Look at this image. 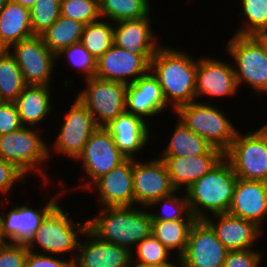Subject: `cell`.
Returning a JSON list of instances; mask_svg holds the SVG:
<instances>
[{"label":"cell","instance_id":"6da1fadb","mask_svg":"<svg viewBox=\"0 0 267 267\" xmlns=\"http://www.w3.org/2000/svg\"><path fill=\"white\" fill-rule=\"evenodd\" d=\"M181 48L161 45L150 61V71L173 111L195 101L198 58Z\"/></svg>","mask_w":267,"mask_h":267},{"label":"cell","instance_id":"7a4b0ae2","mask_svg":"<svg viewBox=\"0 0 267 267\" xmlns=\"http://www.w3.org/2000/svg\"><path fill=\"white\" fill-rule=\"evenodd\" d=\"M96 215L87 219L88 229L100 240L126 247L130 251L152 231V219L147 207H103Z\"/></svg>","mask_w":267,"mask_h":267},{"label":"cell","instance_id":"3957f363","mask_svg":"<svg viewBox=\"0 0 267 267\" xmlns=\"http://www.w3.org/2000/svg\"><path fill=\"white\" fill-rule=\"evenodd\" d=\"M61 204L63 203L58 202L46 214L26 244L29 251L64 258L70 255V260L74 261L80 239L88 228V220L74 222L72 213Z\"/></svg>","mask_w":267,"mask_h":267},{"label":"cell","instance_id":"277c9868","mask_svg":"<svg viewBox=\"0 0 267 267\" xmlns=\"http://www.w3.org/2000/svg\"><path fill=\"white\" fill-rule=\"evenodd\" d=\"M40 130L22 126L8 134L0 135V158L13 163L22 173L29 176V180L30 176H36V179L42 177V189L48 186L47 190H50V182L55 179L49 177L47 168L52 160H49L48 156V140H45Z\"/></svg>","mask_w":267,"mask_h":267},{"label":"cell","instance_id":"5b68a950","mask_svg":"<svg viewBox=\"0 0 267 267\" xmlns=\"http://www.w3.org/2000/svg\"><path fill=\"white\" fill-rule=\"evenodd\" d=\"M236 181L230 162L224 158L185 191L190 212L197 220L228 212Z\"/></svg>","mask_w":267,"mask_h":267},{"label":"cell","instance_id":"8992f818","mask_svg":"<svg viewBox=\"0 0 267 267\" xmlns=\"http://www.w3.org/2000/svg\"><path fill=\"white\" fill-rule=\"evenodd\" d=\"M224 50L231 62L237 85L251 88L258 97L267 95V50L265 34L241 36L232 34ZM232 58V59H231ZM266 94V95H265ZM262 95V96H261Z\"/></svg>","mask_w":267,"mask_h":267},{"label":"cell","instance_id":"52a82bcc","mask_svg":"<svg viewBox=\"0 0 267 267\" xmlns=\"http://www.w3.org/2000/svg\"><path fill=\"white\" fill-rule=\"evenodd\" d=\"M197 101L178 107L172 114H176L179 121L191 131L204 138L212 147L224 153L230 148L237 131L239 130L232 119L227 116L220 105Z\"/></svg>","mask_w":267,"mask_h":267},{"label":"cell","instance_id":"ba28073f","mask_svg":"<svg viewBox=\"0 0 267 267\" xmlns=\"http://www.w3.org/2000/svg\"><path fill=\"white\" fill-rule=\"evenodd\" d=\"M125 159L114 143L110 131L106 127H98L74 161L76 163L80 162V167L83 169L82 172H84V175H81V183L78 181L79 183L76 186L73 184L72 187L68 188L67 185L69 183L66 184L61 178V180L57 181V186H61L65 193L75 189L86 191L97 179L110 172Z\"/></svg>","mask_w":267,"mask_h":267},{"label":"cell","instance_id":"9c48e42d","mask_svg":"<svg viewBox=\"0 0 267 267\" xmlns=\"http://www.w3.org/2000/svg\"><path fill=\"white\" fill-rule=\"evenodd\" d=\"M237 178L267 182V134L259 129H239L225 152Z\"/></svg>","mask_w":267,"mask_h":267},{"label":"cell","instance_id":"30bf717a","mask_svg":"<svg viewBox=\"0 0 267 267\" xmlns=\"http://www.w3.org/2000/svg\"><path fill=\"white\" fill-rule=\"evenodd\" d=\"M63 112L62 123L54 140L48 143L49 160L52 155L64 156L73 162L77 159L90 136L98 128L89 110L76 98ZM52 145V146H51Z\"/></svg>","mask_w":267,"mask_h":267},{"label":"cell","instance_id":"8fae6325","mask_svg":"<svg viewBox=\"0 0 267 267\" xmlns=\"http://www.w3.org/2000/svg\"><path fill=\"white\" fill-rule=\"evenodd\" d=\"M83 89L75 96L92 114L98 127H107L124 113L127 84L96 77L84 80Z\"/></svg>","mask_w":267,"mask_h":267},{"label":"cell","instance_id":"7c38bea8","mask_svg":"<svg viewBox=\"0 0 267 267\" xmlns=\"http://www.w3.org/2000/svg\"><path fill=\"white\" fill-rule=\"evenodd\" d=\"M7 50L17 62L26 85L53 86L51 83L59 61L42 36L34 35L12 44Z\"/></svg>","mask_w":267,"mask_h":267},{"label":"cell","instance_id":"4fadbf2b","mask_svg":"<svg viewBox=\"0 0 267 267\" xmlns=\"http://www.w3.org/2000/svg\"><path fill=\"white\" fill-rule=\"evenodd\" d=\"M66 195L65 191L61 187V190L54 195L47 196L44 205L42 207L30 206L32 203H12L10 198L7 200H0V215L2 234L8 242L27 243L28 240L37 231V228L41 225L46 214L59 202L62 201V197ZM51 197V198H50ZM7 203V204H6ZM12 203L10 210L4 205ZM14 204V205H13ZM5 207V212L3 213ZM2 208V209H1Z\"/></svg>","mask_w":267,"mask_h":267},{"label":"cell","instance_id":"5bb4252c","mask_svg":"<svg viewBox=\"0 0 267 267\" xmlns=\"http://www.w3.org/2000/svg\"><path fill=\"white\" fill-rule=\"evenodd\" d=\"M225 60L221 57L217 59L216 55L199 56L195 100L200 101L205 97L213 101L214 98L223 100L225 97L239 95L233 65L228 59Z\"/></svg>","mask_w":267,"mask_h":267},{"label":"cell","instance_id":"9a60e30c","mask_svg":"<svg viewBox=\"0 0 267 267\" xmlns=\"http://www.w3.org/2000/svg\"><path fill=\"white\" fill-rule=\"evenodd\" d=\"M133 190L135 205L140 207L176 191L164 161L157 156L144 161L133 159Z\"/></svg>","mask_w":267,"mask_h":267},{"label":"cell","instance_id":"2e32d148","mask_svg":"<svg viewBox=\"0 0 267 267\" xmlns=\"http://www.w3.org/2000/svg\"><path fill=\"white\" fill-rule=\"evenodd\" d=\"M228 251L205 220H196L180 257V267H222Z\"/></svg>","mask_w":267,"mask_h":267},{"label":"cell","instance_id":"e0dca14e","mask_svg":"<svg viewBox=\"0 0 267 267\" xmlns=\"http://www.w3.org/2000/svg\"><path fill=\"white\" fill-rule=\"evenodd\" d=\"M153 56L132 54L113 44L96 60L94 77L125 84L134 83L150 71Z\"/></svg>","mask_w":267,"mask_h":267},{"label":"cell","instance_id":"ac0fdd59","mask_svg":"<svg viewBox=\"0 0 267 267\" xmlns=\"http://www.w3.org/2000/svg\"><path fill=\"white\" fill-rule=\"evenodd\" d=\"M86 191L94 194L100 208L135 206L133 159L126 158L110 172L97 179Z\"/></svg>","mask_w":267,"mask_h":267},{"label":"cell","instance_id":"d6986e66","mask_svg":"<svg viewBox=\"0 0 267 267\" xmlns=\"http://www.w3.org/2000/svg\"><path fill=\"white\" fill-rule=\"evenodd\" d=\"M167 109L174 112L166 104L159 81L151 71L134 83L127 84L126 112L142 118L151 125L154 124L153 117L163 116L162 113H165ZM150 118L153 121L151 123Z\"/></svg>","mask_w":267,"mask_h":267},{"label":"cell","instance_id":"ffe728a7","mask_svg":"<svg viewBox=\"0 0 267 267\" xmlns=\"http://www.w3.org/2000/svg\"><path fill=\"white\" fill-rule=\"evenodd\" d=\"M73 267H132V254L126 247L100 240L87 228L79 242Z\"/></svg>","mask_w":267,"mask_h":267},{"label":"cell","instance_id":"44dd1931","mask_svg":"<svg viewBox=\"0 0 267 267\" xmlns=\"http://www.w3.org/2000/svg\"><path fill=\"white\" fill-rule=\"evenodd\" d=\"M228 213L254 222L265 232L267 182L237 178Z\"/></svg>","mask_w":267,"mask_h":267},{"label":"cell","instance_id":"7402d4cb","mask_svg":"<svg viewBox=\"0 0 267 267\" xmlns=\"http://www.w3.org/2000/svg\"><path fill=\"white\" fill-rule=\"evenodd\" d=\"M157 157L164 161L175 190L185 192L195 181L214 169L225 158V153L212 147L206 154L196 157Z\"/></svg>","mask_w":267,"mask_h":267},{"label":"cell","instance_id":"603a6c76","mask_svg":"<svg viewBox=\"0 0 267 267\" xmlns=\"http://www.w3.org/2000/svg\"><path fill=\"white\" fill-rule=\"evenodd\" d=\"M205 221L229 251L256 248L261 243L260 239L264 238V231L254 222L228 212L208 216Z\"/></svg>","mask_w":267,"mask_h":267},{"label":"cell","instance_id":"cb8c5ba5","mask_svg":"<svg viewBox=\"0 0 267 267\" xmlns=\"http://www.w3.org/2000/svg\"><path fill=\"white\" fill-rule=\"evenodd\" d=\"M113 136L114 143L125 158L139 159L145 151L154 131L142 118L124 112L106 127ZM153 133V134H152ZM139 154V155H138Z\"/></svg>","mask_w":267,"mask_h":267},{"label":"cell","instance_id":"d4e9b609","mask_svg":"<svg viewBox=\"0 0 267 267\" xmlns=\"http://www.w3.org/2000/svg\"><path fill=\"white\" fill-rule=\"evenodd\" d=\"M151 16L113 23L114 44L132 54L154 55L162 44L155 34Z\"/></svg>","mask_w":267,"mask_h":267},{"label":"cell","instance_id":"484cf974","mask_svg":"<svg viewBox=\"0 0 267 267\" xmlns=\"http://www.w3.org/2000/svg\"><path fill=\"white\" fill-rule=\"evenodd\" d=\"M55 89L48 86H34L27 85L21 92L18 99L14 102L20 122L22 126L39 128L41 123L48 119L51 114H54L53 110L55 105L53 101L52 93ZM53 112V113H52Z\"/></svg>","mask_w":267,"mask_h":267},{"label":"cell","instance_id":"4316f807","mask_svg":"<svg viewBox=\"0 0 267 267\" xmlns=\"http://www.w3.org/2000/svg\"><path fill=\"white\" fill-rule=\"evenodd\" d=\"M32 36L30 9L9 0L0 10V49Z\"/></svg>","mask_w":267,"mask_h":267},{"label":"cell","instance_id":"83f0119b","mask_svg":"<svg viewBox=\"0 0 267 267\" xmlns=\"http://www.w3.org/2000/svg\"><path fill=\"white\" fill-rule=\"evenodd\" d=\"M174 128L169 142L165 143L166 147H162L159 156H182L196 157L206 154L212 146L201 136L191 131L179 119H176Z\"/></svg>","mask_w":267,"mask_h":267},{"label":"cell","instance_id":"f1b7e54d","mask_svg":"<svg viewBox=\"0 0 267 267\" xmlns=\"http://www.w3.org/2000/svg\"><path fill=\"white\" fill-rule=\"evenodd\" d=\"M196 220L197 219L152 221L151 233L160 240L175 257L180 258L185 252L190 229Z\"/></svg>","mask_w":267,"mask_h":267},{"label":"cell","instance_id":"f546056e","mask_svg":"<svg viewBox=\"0 0 267 267\" xmlns=\"http://www.w3.org/2000/svg\"><path fill=\"white\" fill-rule=\"evenodd\" d=\"M84 26L82 22L60 15L41 36L49 50L57 55L63 49L81 42Z\"/></svg>","mask_w":267,"mask_h":267},{"label":"cell","instance_id":"4dcf8cb0","mask_svg":"<svg viewBox=\"0 0 267 267\" xmlns=\"http://www.w3.org/2000/svg\"><path fill=\"white\" fill-rule=\"evenodd\" d=\"M237 2L238 11H240L237 19L241 18L242 21L233 34L241 36L267 34V0H239Z\"/></svg>","mask_w":267,"mask_h":267},{"label":"cell","instance_id":"1f68e13d","mask_svg":"<svg viewBox=\"0 0 267 267\" xmlns=\"http://www.w3.org/2000/svg\"><path fill=\"white\" fill-rule=\"evenodd\" d=\"M151 2L152 0H98L100 18L113 23L142 18L151 14Z\"/></svg>","mask_w":267,"mask_h":267},{"label":"cell","instance_id":"d6a6232c","mask_svg":"<svg viewBox=\"0 0 267 267\" xmlns=\"http://www.w3.org/2000/svg\"><path fill=\"white\" fill-rule=\"evenodd\" d=\"M21 70L7 49H0V95L6 102H15L26 87Z\"/></svg>","mask_w":267,"mask_h":267},{"label":"cell","instance_id":"836d02e7","mask_svg":"<svg viewBox=\"0 0 267 267\" xmlns=\"http://www.w3.org/2000/svg\"><path fill=\"white\" fill-rule=\"evenodd\" d=\"M156 208L159 209H157L155 213L154 209ZM147 209L150 212L152 221L196 219L190 212L187 195L186 192L183 191H175L168 196L161 197L152 202ZM158 210L160 211L159 213L157 212Z\"/></svg>","mask_w":267,"mask_h":267},{"label":"cell","instance_id":"e575fe53","mask_svg":"<svg viewBox=\"0 0 267 267\" xmlns=\"http://www.w3.org/2000/svg\"><path fill=\"white\" fill-rule=\"evenodd\" d=\"M82 45L97 60L113 44V22L99 19L84 26L81 38Z\"/></svg>","mask_w":267,"mask_h":267},{"label":"cell","instance_id":"d590c367","mask_svg":"<svg viewBox=\"0 0 267 267\" xmlns=\"http://www.w3.org/2000/svg\"><path fill=\"white\" fill-rule=\"evenodd\" d=\"M131 254L132 264L180 262V258L175 257L152 233L137 244Z\"/></svg>","mask_w":267,"mask_h":267},{"label":"cell","instance_id":"8d00e7d4","mask_svg":"<svg viewBox=\"0 0 267 267\" xmlns=\"http://www.w3.org/2000/svg\"><path fill=\"white\" fill-rule=\"evenodd\" d=\"M57 60L63 59V63L68 65L70 70H75L76 73H80L83 77L81 79L86 80L94 77L96 71V59L88 52V50L82 45V43H76L68 48L63 49L56 55ZM78 72H77V71Z\"/></svg>","mask_w":267,"mask_h":267},{"label":"cell","instance_id":"74e56055","mask_svg":"<svg viewBox=\"0 0 267 267\" xmlns=\"http://www.w3.org/2000/svg\"><path fill=\"white\" fill-rule=\"evenodd\" d=\"M61 0H37L30 8L33 35L41 36L59 18Z\"/></svg>","mask_w":267,"mask_h":267},{"label":"cell","instance_id":"f35d334b","mask_svg":"<svg viewBox=\"0 0 267 267\" xmlns=\"http://www.w3.org/2000/svg\"><path fill=\"white\" fill-rule=\"evenodd\" d=\"M61 16L87 25L100 19L98 0H61Z\"/></svg>","mask_w":267,"mask_h":267},{"label":"cell","instance_id":"ab89813d","mask_svg":"<svg viewBox=\"0 0 267 267\" xmlns=\"http://www.w3.org/2000/svg\"><path fill=\"white\" fill-rule=\"evenodd\" d=\"M28 178L29 177L22 173L13 163L0 158V196L2 197L0 200H7L9 196L11 197L10 199H12V190L18 187L17 184L20 186L21 183L24 185L25 183L27 184V181H31L28 180Z\"/></svg>","mask_w":267,"mask_h":267},{"label":"cell","instance_id":"60d3db41","mask_svg":"<svg viewBox=\"0 0 267 267\" xmlns=\"http://www.w3.org/2000/svg\"><path fill=\"white\" fill-rule=\"evenodd\" d=\"M261 252V253H260ZM262 251L256 248L245 250H230L227 252L222 267H262Z\"/></svg>","mask_w":267,"mask_h":267},{"label":"cell","instance_id":"b9f144b4","mask_svg":"<svg viewBox=\"0 0 267 267\" xmlns=\"http://www.w3.org/2000/svg\"><path fill=\"white\" fill-rule=\"evenodd\" d=\"M28 251L26 243L7 242L0 247V267H25Z\"/></svg>","mask_w":267,"mask_h":267},{"label":"cell","instance_id":"7bdbcfd3","mask_svg":"<svg viewBox=\"0 0 267 267\" xmlns=\"http://www.w3.org/2000/svg\"><path fill=\"white\" fill-rule=\"evenodd\" d=\"M21 127L22 124L15 103L4 101L0 104V135L8 134Z\"/></svg>","mask_w":267,"mask_h":267},{"label":"cell","instance_id":"ee69618b","mask_svg":"<svg viewBox=\"0 0 267 267\" xmlns=\"http://www.w3.org/2000/svg\"><path fill=\"white\" fill-rule=\"evenodd\" d=\"M25 267H73L70 258L28 251Z\"/></svg>","mask_w":267,"mask_h":267},{"label":"cell","instance_id":"f6af8a7d","mask_svg":"<svg viewBox=\"0 0 267 267\" xmlns=\"http://www.w3.org/2000/svg\"><path fill=\"white\" fill-rule=\"evenodd\" d=\"M132 267H180V262H164L159 264H132Z\"/></svg>","mask_w":267,"mask_h":267},{"label":"cell","instance_id":"bcb514c9","mask_svg":"<svg viewBox=\"0 0 267 267\" xmlns=\"http://www.w3.org/2000/svg\"><path fill=\"white\" fill-rule=\"evenodd\" d=\"M12 1L30 9L37 0H12Z\"/></svg>","mask_w":267,"mask_h":267},{"label":"cell","instance_id":"7dc6e473","mask_svg":"<svg viewBox=\"0 0 267 267\" xmlns=\"http://www.w3.org/2000/svg\"><path fill=\"white\" fill-rule=\"evenodd\" d=\"M8 241L5 239V237L2 234V226H1V215H0V247L5 245Z\"/></svg>","mask_w":267,"mask_h":267},{"label":"cell","instance_id":"c3c4849f","mask_svg":"<svg viewBox=\"0 0 267 267\" xmlns=\"http://www.w3.org/2000/svg\"><path fill=\"white\" fill-rule=\"evenodd\" d=\"M9 0H0V10L5 6Z\"/></svg>","mask_w":267,"mask_h":267},{"label":"cell","instance_id":"681fc988","mask_svg":"<svg viewBox=\"0 0 267 267\" xmlns=\"http://www.w3.org/2000/svg\"><path fill=\"white\" fill-rule=\"evenodd\" d=\"M267 134V122L260 127Z\"/></svg>","mask_w":267,"mask_h":267},{"label":"cell","instance_id":"f907efd6","mask_svg":"<svg viewBox=\"0 0 267 267\" xmlns=\"http://www.w3.org/2000/svg\"><path fill=\"white\" fill-rule=\"evenodd\" d=\"M265 45H266V50H267V34H265Z\"/></svg>","mask_w":267,"mask_h":267},{"label":"cell","instance_id":"816d5d0a","mask_svg":"<svg viewBox=\"0 0 267 267\" xmlns=\"http://www.w3.org/2000/svg\"><path fill=\"white\" fill-rule=\"evenodd\" d=\"M4 102V100L1 98V95H0V104H2Z\"/></svg>","mask_w":267,"mask_h":267}]
</instances>
